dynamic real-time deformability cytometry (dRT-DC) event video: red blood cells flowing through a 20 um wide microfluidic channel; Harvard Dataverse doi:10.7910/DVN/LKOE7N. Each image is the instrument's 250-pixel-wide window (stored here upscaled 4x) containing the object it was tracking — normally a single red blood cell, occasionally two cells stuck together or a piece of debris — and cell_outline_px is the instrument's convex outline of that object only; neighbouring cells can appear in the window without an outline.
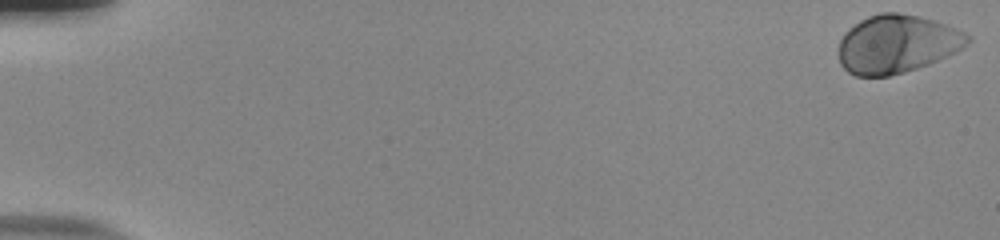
{"species": "human", "species_latin": "Homo sapiens", "temperature_condition": "room temperature", "stored_images_in_passage": 55, "camera_frame_rate_fps": 3000, "um_per_image_px": 0.085, "donor": {"sex": "male"}, "frame": {"image": 1, "passage_image": 1, "time_ms": 0.0, "image_size_px": [1000, 240], "cell_outline_px": [[972, 40], [968, 44], [928, 64], [904, 72], [888, 76], [856, 76], [848, 72], [840, 64], [840, 40], [844, 32], [848, 28], [860, 20], [868, 16], [880, 12], [896, 12], [920, 16], [936, 20], [964, 32], [972, 36]], "centroid_in_image_um": [76.22, 3.72], "position_along_channel_um": 8.8, "area_um2": 43.58}}
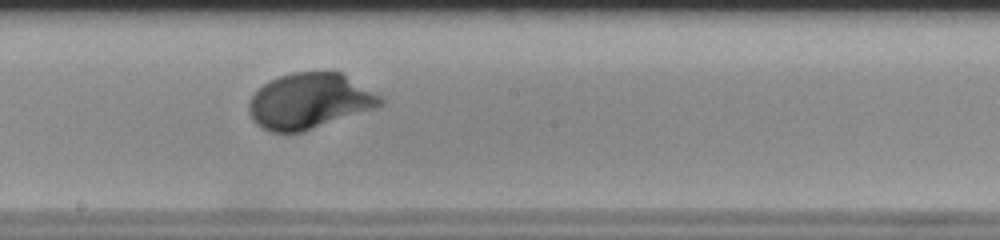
{"frame": {"image": 2, "passage_image": 32, "time_ms": 10.333, "image_size_px": [1000, 240], "cell_outline_px": [[384, 104], [300, 132], [272, 132], [256, 124], [252, 120], [248, 112], [248, 104], [252, 96], [264, 84], [280, 76], [292, 72], [340, 72], [384, 96]], "centroid_in_image_um": [26.3, 8.57], "position_along_channel_um": 221.9, "area_um2": 41.96}}
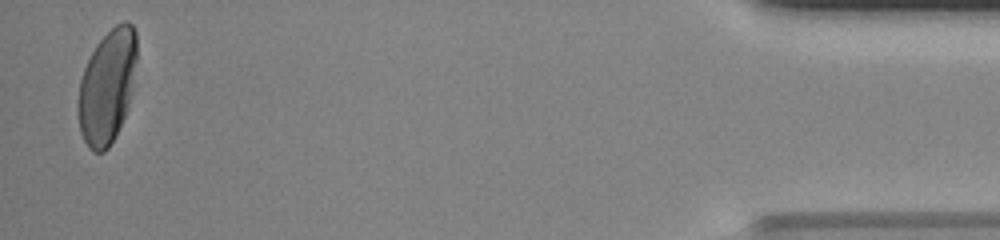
{"frame": {"image": 3, "passage_image": 54, "time_ms": 17.667, "image_size_px": [1000, 240], "cell_outline_px": [[136, 60], [132, 92], [128, 108], [108, 148], [104, 152], [92, 152], [88, 148], [80, 132], [76, 112], [76, 104], [80, 80], [84, 68], [96, 44], [116, 24], [124, 20], [128, 20], [132, 24], [136, 32]], "centroid_in_image_um": [9.09, 7.36], "position_along_channel_um": 426.1, "area_um2": 39.19}, "authors_computed_cell_mechanics": {"area_um2": 41.5582, "velocity_mm_per_s": 3.8066, "shape_relaxation_time_tau1_ms": 2.0376, "shape_relaxation_time_tau2_ms": null, "deformation_change_tau1": 0.145, "deformation_change_tau2": null}}